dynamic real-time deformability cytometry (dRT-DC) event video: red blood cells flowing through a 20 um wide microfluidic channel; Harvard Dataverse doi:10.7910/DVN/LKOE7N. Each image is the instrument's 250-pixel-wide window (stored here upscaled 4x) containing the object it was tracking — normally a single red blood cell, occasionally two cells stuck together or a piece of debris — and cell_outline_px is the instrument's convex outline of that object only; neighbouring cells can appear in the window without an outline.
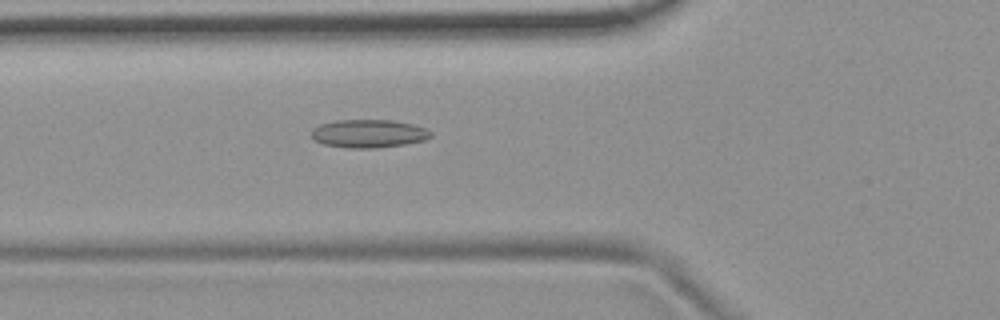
{"species": "common noctule bat (a hibernating species)", "species_latin": "Nyctalus noctula", "temperature_condition": "room temperature", "stored_images_in_passage": 55, "camera_frame_rate_fps": 3000, "um_per_image_px": 0.085, "animal": {"sex": "female", "body_mass_g": 19.9}, "frame": {"image": 1, "passage_image": 20, "time_ms": 6.333, "image_size_px": [1000, 320], "cell_outline_px": [[432, 136], [424, 140], [404, 144], [372, 148], [348, 148], [324, 144], [316, 140], [312, 136], [312, 128], [320, 124], [336, 120], [392, 120], [412, 124], [424, 128], [432, 132]], "centroid_in_image_um": [31.33, 11.35], "position_along_channel_um": 94.5, "area_um2": 19.42}}
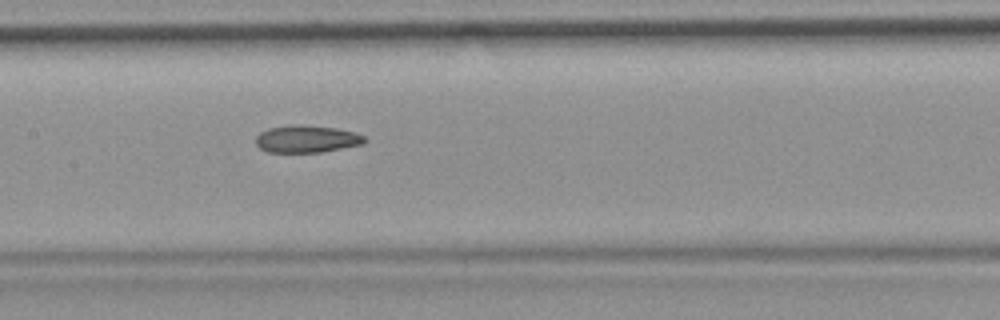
{"frame": {"image": 2, "passage_image": 27, "time_ms": 8.667, "image_size_px": [1000, 320], "cell_outline_px": [[368, 140], [360, 144], [320, 152], [268, 152], [260, 148], [256, 144], [256, 136], [260, 132], [268, 128], [292, 124], [304, 124], [336, 128], [356, 132], [364, 136]], "centroid_in_image_um": [26.05, 11.79], "position_along_channel_um": 181.4, "area_um2": 17.34}}
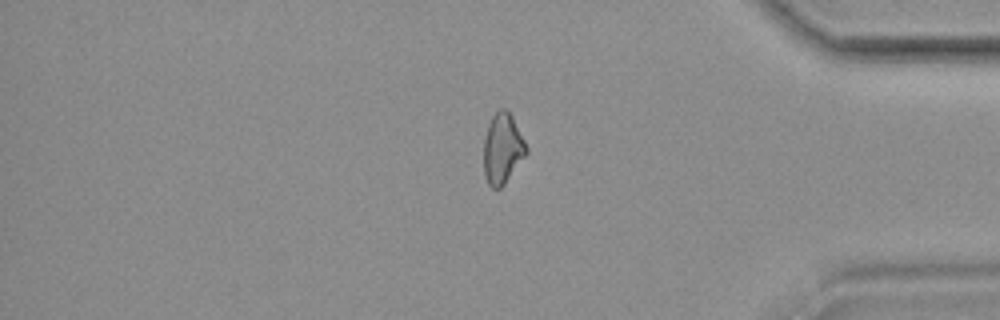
{"frame": {"image": 3, "passage_image": 46, "time_ms": 15.0, "image_size_px": [1000, 320], "cell_outline_px": [[528, 152], [504, 184], [500, 188], [492, 188], [488, 184], [484, 172], [484, 136], [488, 124], [492, 116], [500, 108], [504, 108], [512, 116], [528, 148]], "centroid_in_image_um": [42.71, 12.62], "position_along_channel_um": 392.5, "area_um2": 17.34}, "authors_computed_cell_mechanics": {"area_um2": 18.207, "velocity_mm_per_s": 3.7014, "shape_relaxation_time_tau1_ms": null, "shape_relaxation_time_tau2_ms": 3.526, "deformation_change_tau1": null, "deformation_change_tau2": 0.117}}